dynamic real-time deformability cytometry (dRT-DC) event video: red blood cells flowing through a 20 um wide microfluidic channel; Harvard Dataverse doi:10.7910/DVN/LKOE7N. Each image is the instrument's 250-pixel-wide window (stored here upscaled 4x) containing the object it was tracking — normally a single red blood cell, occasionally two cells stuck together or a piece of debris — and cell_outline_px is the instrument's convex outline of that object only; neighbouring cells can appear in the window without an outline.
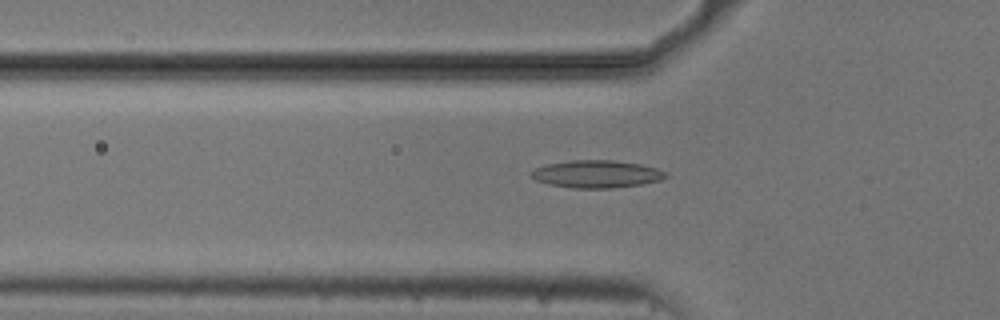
{"species": "common noctule bat (a hibernating species)", "species_latin": "Nyctalus noctula", "temperature_condition": "cold", "stored_images_in_passage": 54, "camera_frame_rate_fps": 3000, "um_per_image_px": 0.085, "animal": {"sex": "male", "body_mass_g": 20.5, "forearm_length_mm": 52.5}, "frame": {"image": 1, "passage_image": 18, "time_ms": 5.667, "image_size_px": [1000, 320], "cell_outline_px": [[668, 176], [660, 180], [640, 184], [612, 188], [572, 188], [548, 184], [536, 180], [532, 176], [532, 172], [536, 168], [548, 164], [572, 160], [612, 160], [640, 164], [656, 168], [668, 172]], "centroid_in_image_um": [50.74, 14.79], "position_along_channel_um": 75.1, "area_um2": 21.39}}
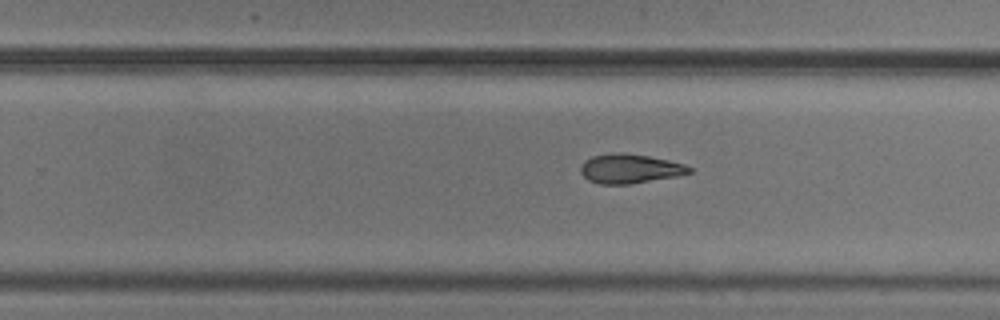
{"frame": {"image": 2, "passage_image": 34, "time_ms": 11.0, "image_size_px": [1000, 320], "cell_outline_px": [[692, 172], [676, 176], [632, 184], [600, 184], [588, 180], [580, 172], [580, 168], [584, 160], [592, 156], [612, 152], [648, 156], [668, 160], [684, 164], [692, 168]], "centroid_in_image_um": [53.51, 14.34], "position_along_channel_um": 276.3, "area_um2": 18.5}}
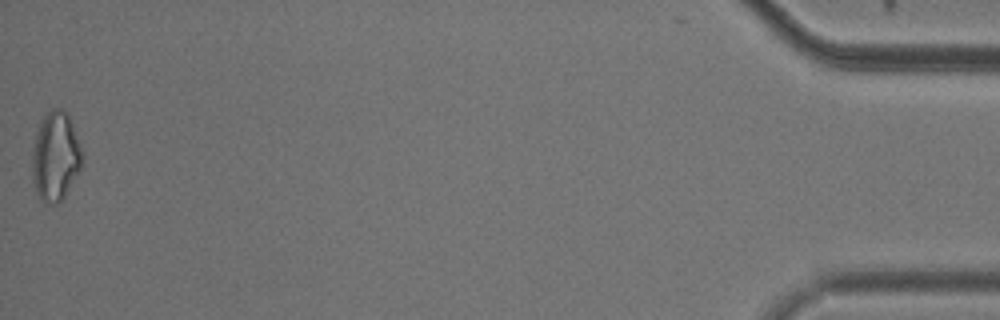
{"frame": {"image": 3, "passage_image": 54, "time_ms": 17.667, "image_size_px": [1000, 320], "cell_outline_px": [[84, 160], [80, 168], [64, 196], [56, 204], [44, 204], [40, 200], [36, 192], [32, 180], [32, 152], [36, 132], [40, 120], [52, 108], [60, 108], [68, 112], [84, 152]], "centroid_in_image_um": [4.72, 13.27], "position_along_channel_um": 430.5, "area_um2": 26.41}, "authors_computed_cell_mechanics": {"area_um2": 19.8543, "velocity_mm_per_s": 3.7567, "shape_relaxation_time_tau1_ms": null, "shape_relaxation_time_tau2_ms": 6.4266, "deformation_change_tau1": null, "deformation_change_tau2": 0.1497}}